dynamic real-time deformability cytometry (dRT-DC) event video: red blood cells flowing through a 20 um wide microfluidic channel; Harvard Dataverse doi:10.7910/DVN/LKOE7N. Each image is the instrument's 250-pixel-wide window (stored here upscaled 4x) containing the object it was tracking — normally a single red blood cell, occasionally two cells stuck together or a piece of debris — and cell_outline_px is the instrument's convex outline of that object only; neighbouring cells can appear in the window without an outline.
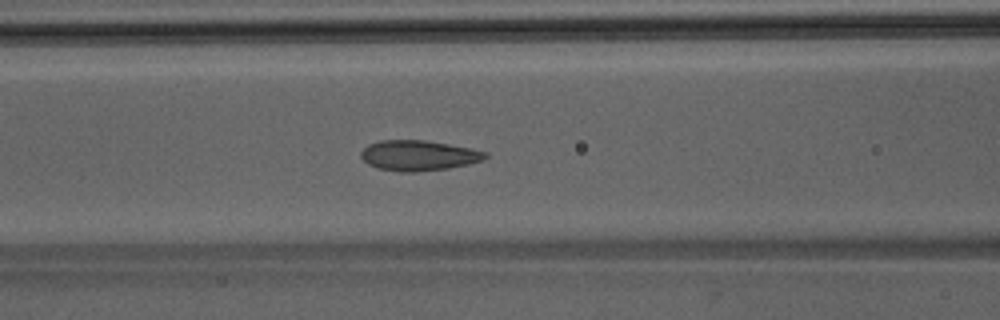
{"species": "Egyptian fruit bat (a non-hibernating species)", "species_latin": "Rousettus aegyptiacus", "temperature_condition": "room temperature", "stored_images_in_passage": 49, "segment_of_instrument_passage": [1, 2], "camera_frame_rate_fps": 3000, "um_per_image_px": 0.085, "animal": {"sex": "male"}, "frame": {"image": 1, "passage_image": 20, "time_ms": 6.333, "image_size_px": [1000, 320], "cell_outline_px": [[488, 156], [484, 160], [468, 164], [448, 168], [416, 172], [400, 172], [376, 168], [368, 164], [360, 156], [360, 152], [368, 144], [380, 140], [424, 140], [472, 148], [488, 152]], "centroid_in_image_um": [35.57, 13.22], "position_along_channel_um": 131.0, "area_um2": 22.14}}
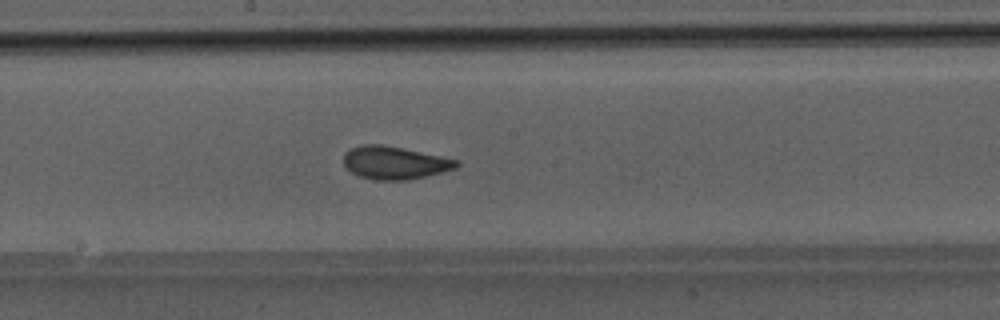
{"frame": {"image": 2, "passage_image": 26, "time_ms": 8.333, "image_size_px": [1000, 320], "cell_outline_px": [[460, 164], [456, 168], [408, 180], [376, 180], [360, 176], [352, 172], [344, 164], [344, 152], [352, 148], [364, 144], [380, 144], [460, 160]], "centroid_in_image_um": [33.54, 13.83], "position_along_channel_um": 214.7, "area_um2": 21.27}}
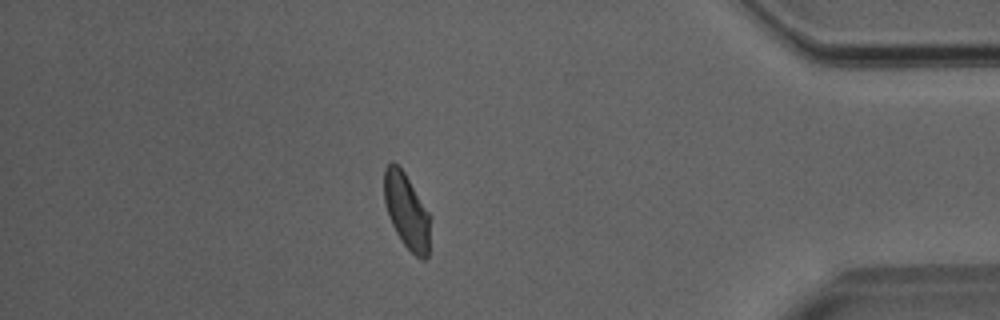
{"frame": {"image": 3, "passage_image": 42, "time_ms": 13.667, "image_size_px": [1000, 320], "cell_outline_px": [[428, 256], [424, 260], [416, 256], [400, 240], [388, 216], [384, 200], [384, 168], [392, 160], [404, 172], [428, 212]], "centroid_in_image_um": [34.51, 17.92], "position_along_channel_um": 400.7, "area_um2": 19.65}}